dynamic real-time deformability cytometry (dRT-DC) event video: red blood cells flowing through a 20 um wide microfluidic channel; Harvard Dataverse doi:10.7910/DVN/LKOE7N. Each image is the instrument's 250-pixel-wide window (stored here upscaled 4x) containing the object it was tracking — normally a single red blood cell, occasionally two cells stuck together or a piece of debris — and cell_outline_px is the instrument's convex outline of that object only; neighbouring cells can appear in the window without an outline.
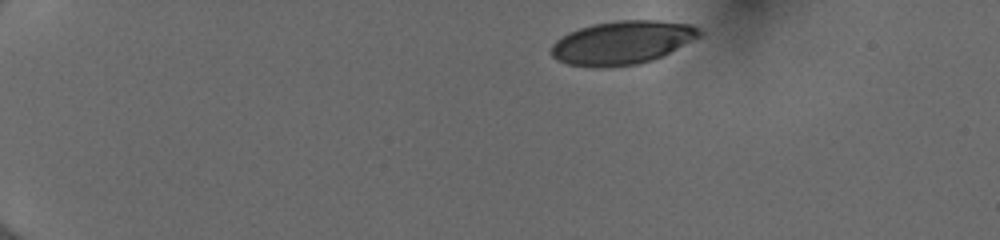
{"species": "human", "species_latin": "Homo sapiens", "temperature_condition": "cold", "stored_images_in_passage": 43, "camera_frame_rate_fps": 3000, "um_per_image_px": 0.085, "donor": {"sex": "female"}, "frame": {"image": 1, "passage_image": 1, "time_ms": 0.0, "image_size_px": [1000, 240], "cell_outline_px": [[704, 32], [700, 36], [652, 60], [640, 64], [604, 68], [596, 68], [568, 64], [556, 60], [552, 56], [552, 44], [560, 36], [568, 32], [592, 24], [616, 20], [656, 20], [692, 24], [700, 28]], "centroid_in_image_um": [52.86, 3.62], "position_along_channel_um": 32.1, "area_um2": 37.69}}
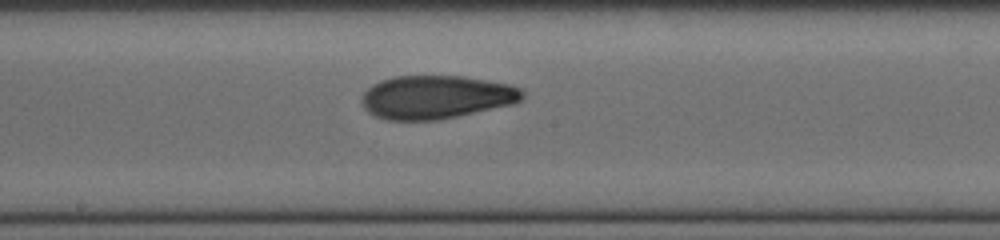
{"frame": {"image": 2, "passage_image": 22, "time_ms": 7.0, "image_size_px": [1000, 240], "cell_outline_px": [[524, 96], [516, 104], [436, 120], [388, 120], [376, 116], [368, 112], [364, 108], [360, 100], [360, 96], [372, 84], [380, 80], [392, 76], [464, 76], [512, 84], [520, 88], [524, 92]], "centroid_in_image_um": [37.07, 8.24], "position_along_channel_um": 211.1, "area_um2": 40.98}}
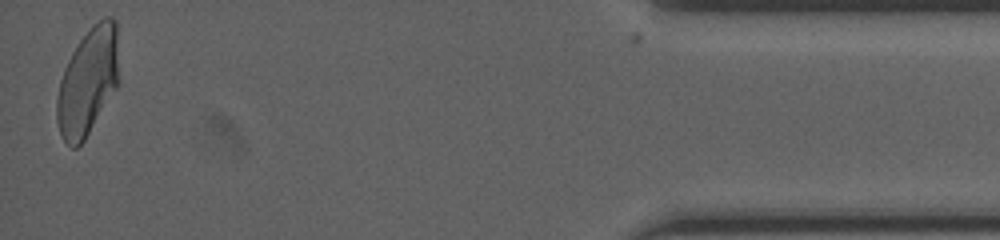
{"frame": {"image": 3, "passage_image": 43, "time_ms": 14.0, "image_size_px": [1000, 240], "cell_outline_px": [[120, 80], [116, 88], [84, 140], [76, 148], [72, 148], [60, 136], [56, 120], [56, 100], [60, 80], [64, 68], [72, 52], [80, 40], [92, 24], [104, 16], [112, 16], [116, 20]], "centroid_in_image_um": [7.48, 6.91], "position_along_channel_um": 427.7, "area_um2": 39.13}, "authors_computed_cell_mechanics": {"area_um2": 39.5352, "velocity_mm_per_s": 4.0057, "shape_relaxation_time_tau1_ms": 10.9688, "shape_relaxation_time_tau2_ms": 2.1594, "deformation_change_tau1": 0.2681, "deformation_change_tau2": 0.0864}}